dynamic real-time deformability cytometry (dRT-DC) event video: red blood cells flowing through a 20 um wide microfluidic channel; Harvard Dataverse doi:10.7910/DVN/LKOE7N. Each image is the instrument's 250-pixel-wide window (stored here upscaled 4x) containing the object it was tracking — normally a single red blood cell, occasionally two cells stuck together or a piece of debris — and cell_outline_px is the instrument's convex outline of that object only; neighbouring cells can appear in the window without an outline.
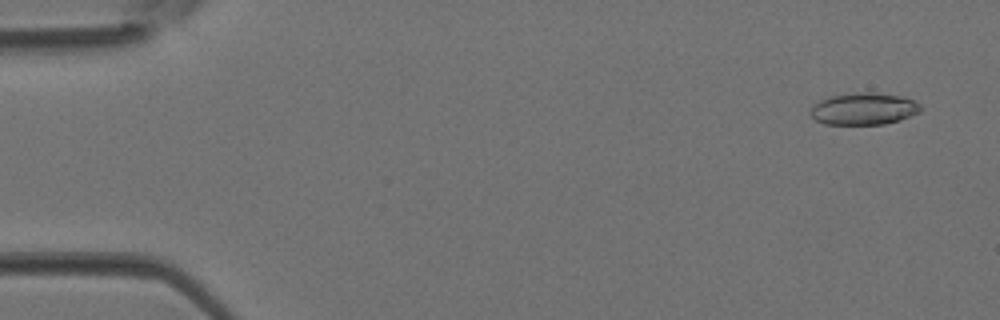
{"species": "Egyptian fruit bat (a non-hibernating species)", "species_latin": "Rousettus aegyptiacus", "temperature_condition": "room temperature", "stored_images_in_passage": 3, "camera_frame_rate_fps": 3000, "um_per_image_px": 0.085, "animal": {"sex": "female"}, "frame": {"image": 1, "passage_image": 1, "time_ms": 0.0, "image_size_px": [1000, 320], "cell_outline_px": [[924, 108], [920, 112], [900, 120], [884, 124], [824, 124], [816, 120], [808, 112], [812, 104], [820, 100], [832, 96], [864, 92], [876, 92], [900, 96], [912, 100], [920, 104]], "centroid_in_image_um": [73.42, 9.25], "position_along_channel_um": 11.6, "area_um2": 20.58}}
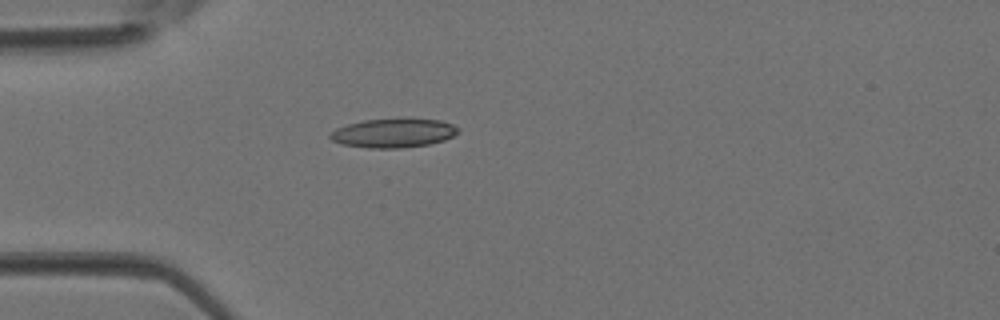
{"frame": {"image": 2, "passage_image": 3, "time_ms": 0.667, "image_size_px": [1000, 320], "cell_outline_px": [[460, 132], [444, 140], [428, 144], [404, 148], [368, 148], [344, 144], [332, 140], [328, 136], [336, 128], [348, 124], [364, 120], [404, 116], [440, 120], [452, 124], [460, 128]], "centroid_in_image_um": [33.49, 11.27], "position_along_channel_um": 51.5, "area_um2": 22.25}}